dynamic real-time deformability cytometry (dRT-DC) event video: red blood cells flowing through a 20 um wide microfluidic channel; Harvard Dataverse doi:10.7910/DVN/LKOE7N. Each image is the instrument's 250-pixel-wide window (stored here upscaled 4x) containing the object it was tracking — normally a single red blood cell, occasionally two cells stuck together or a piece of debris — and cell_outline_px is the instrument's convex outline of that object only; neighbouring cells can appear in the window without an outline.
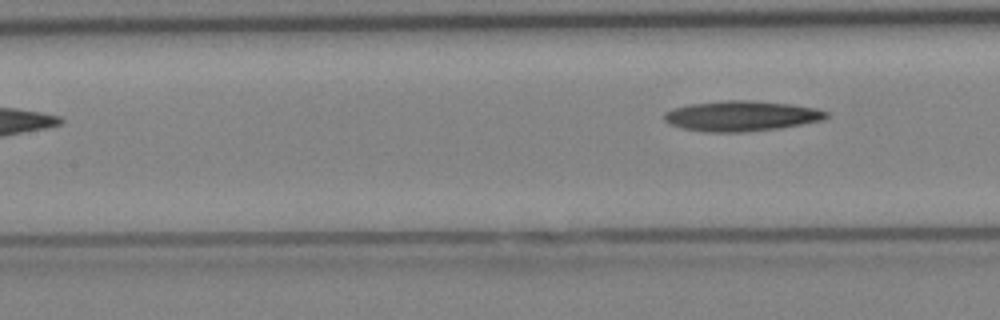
{"species": "Egyptian fruit bat (a non-hibernating species)", "species_latin": "Rousettus aegyptiacus", "temperature_condition": "cold", "stored_images_in_passage": 4, "camera_frame_rate_fps": 3000, "um_per_image_px": 0.085, "animal": {"sex": "female"}, "frame": {"image": 1, "passage_image": 4, "time_ms": 3.333, "image_size_px": [1000, 320], "cell_outline_px": [[828, 116], [824, 120], [780, 128], [744, 132], [704, 132], [680, 128], [668, 124], [664, 120], [664, 112], [672, 108], [688, 104], [724, 100], [752, 100], [792, 104], [816, 108], [828, 112]], "centroid_in_image_um": [62.98, 9.86], "position_along_channel_um": 144.4, "area_um2": 29.02}}